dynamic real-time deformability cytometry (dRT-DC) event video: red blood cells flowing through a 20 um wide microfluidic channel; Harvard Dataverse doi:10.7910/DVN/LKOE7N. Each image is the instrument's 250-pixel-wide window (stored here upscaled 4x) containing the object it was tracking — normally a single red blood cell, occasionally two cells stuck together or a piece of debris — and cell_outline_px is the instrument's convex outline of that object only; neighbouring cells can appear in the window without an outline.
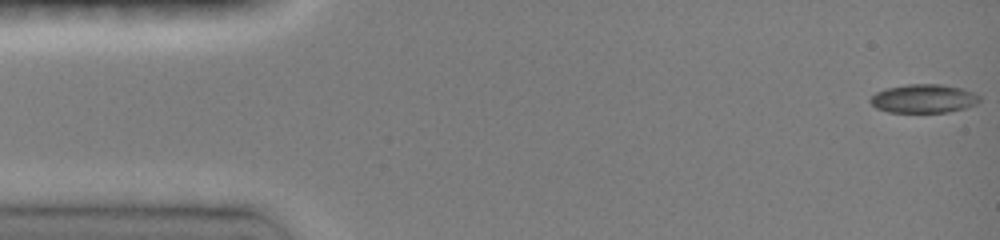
{"species": "common noctule bat (a hibernating species)", "species_latin": "Nyctalus noctula", "temperature_condition": "room temperature", "stored_images_in_passage": 26, "camera_frame_rate_fps": 3000, "um_per_image_px": 0.085, "animal": {"sex": "female", "body_mass_g": 19.0, "forearm_length_mm": 51.5}, "frame": {"image": 1, "passage_image": 1, "time_ms": 0.0, "image_size_px": [1000, 240], "cell_outline_px": [[980, 100], [976, 104], [964, 108], [948, 112], [888, 112], [876, 108], [868, 100], [876, 92], [884, 88], [908, 84], [940, 84], [964, 88], [980, 96]], "centroid_in_image_um": [78.49, 8.37], "position_along_channel_um": 6.5, "area_um2": 18.32}}
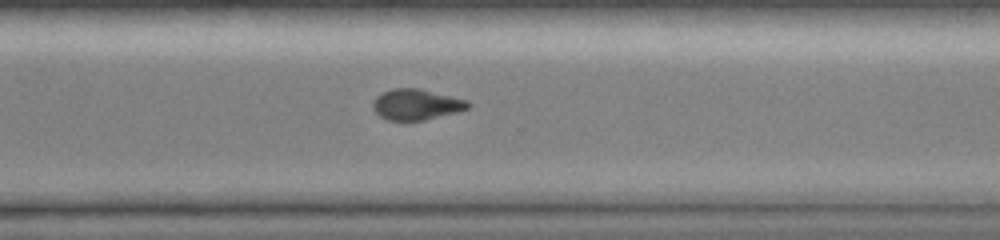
{"frame": {"image": 2, "passage_image": 19, "time_ms": 11.0, "image_size_px": [1000, 240], "cell_outline_px": [[472, 104], [468, 108], [456, 112], [424, 120], [388, 120], [380, 116], [372, 108], [372, 104], [376, 96], [392, 88], [420, 88], [468, 100]], "centroid_in_image_um": [35.39, 8.87], "position_along_channel_um": 335.2, "area_um2": 17.05}}
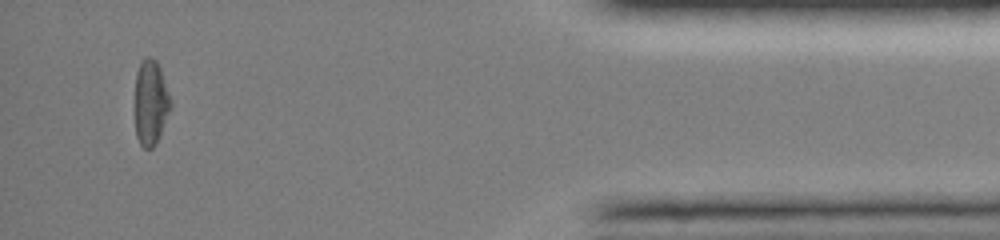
{"frame": {"image": 3, "passage_image": 24, "time_ms": 14.333, "image_size_px": [1000, 240], "cell_outline_px": [[172, 104], [156, 144], [152, 148], [144, 148], [140, 144], [136, 136], [136, 72], [140, 64], [148, 56], [156, 60], [160, 68], [172, 100]], "centroid_in_image_um": [12.83, 8.72], "position_along_channel_um": 422.4, "area_um2": 17.46}, "authors_computed_cell_mechanics": {"area_um2": 17.6868, "velocity_mm_per_s": 4.103, "shape_relaxation_time_tau1_ms": 4.4399, "shape_relaxation_time_tau2_ms": 3.0885, "deformation_change_tau1": 0.1538, "deformation_change_tau2": 0.0577}}